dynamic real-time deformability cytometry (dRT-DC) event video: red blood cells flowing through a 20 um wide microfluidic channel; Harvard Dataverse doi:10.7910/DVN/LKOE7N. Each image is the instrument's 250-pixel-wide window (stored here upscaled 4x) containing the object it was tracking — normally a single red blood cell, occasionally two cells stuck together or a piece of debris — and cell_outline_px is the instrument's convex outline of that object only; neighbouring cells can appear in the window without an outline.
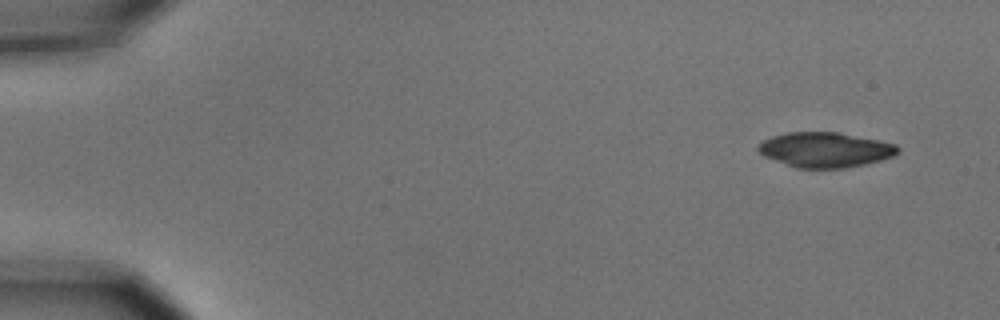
{"species": "common noctule bat (a hibernating species)", "species_latin": "Nyctalus noctula", "temperature_condition": "cold", "stored_images_in_passage": 5, "segment_of_instrument_passage": [1, 2], "camera_frame_rate_fps": 3000, "um_per_image_px": 0.085, "animal": {"sex": "male", "body_mass_g": 15.6}, "frame": {"image": 1, "passage_image": 1, "time_ms": 0.0, "image_size_px": [1000, 320], "cell_outline_px": [[900, 152], [892, 156], [880, 160], [864, 164], [844, 168], [796, 168], [764, 156], [756, 148], [764, 140], [772, 136], [788, 132], [840, 132], [880, 140], [896, 144], [900, 148]], "centroid_in_image_um": [70.17, 12.72], "position_along_channel_um": 14.8, "area_um2": 28.5}}